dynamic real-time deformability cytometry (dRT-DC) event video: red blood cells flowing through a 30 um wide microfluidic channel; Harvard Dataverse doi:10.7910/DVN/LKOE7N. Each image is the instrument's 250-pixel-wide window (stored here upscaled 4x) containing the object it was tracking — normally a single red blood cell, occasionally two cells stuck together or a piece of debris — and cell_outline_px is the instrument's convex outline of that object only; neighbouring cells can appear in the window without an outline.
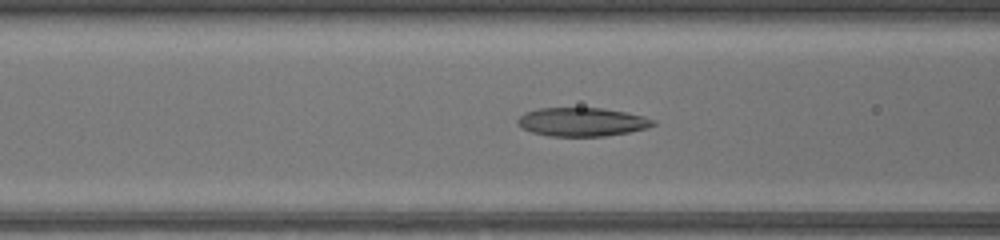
{"species": "common noctule bat (a hibernating species)", "species_latin": "Nyctalus noctula", "temperature_condition": "warm", "stored_images_in_passage": 47, "camera_frame_rate_fps": 3000, "um_per_image_px": 0.085, "animal": {"sex": "female", "body_mass_g": 17.0, "forearm_length_mm": 48.0}, "frame": {"image": 1, "passage_image": 20, "time_ms": 6.333, "image_size_px": [1000, 240], "cell_outline_px": [[656, 124], [648, 128], [628, 132], [604, 136], [548, 136], [532, 132], [516, 124], [516, 120], [524, 112], [540, 108], [604, 108], [628, 112], [644, 116], [656, 120]], "centroid_in_image_um": [49.49, 10.36], "position_along_channel_um": 117.1, "area_um2": 22.77}}
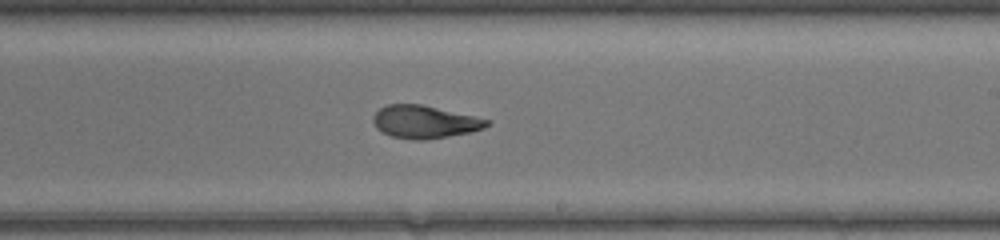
{"frame": {"image": 2, "passage_image": 29, "time_ms": 9.333, "image_size_px": [1000, 240], "cell_outline_px": [[492, 124], [484, 128], [468, 132], [448, 136], [424, 140], [416, 140], [392, 136], [376, 128], [372, 120], [372, 116], [380, 108], [388, 104], [420, 104], [492, 120]], "centroid_in_image_um": [36.1, 10.35], "position_along_channel_um": 252.9, "area_um2": 21.56}}
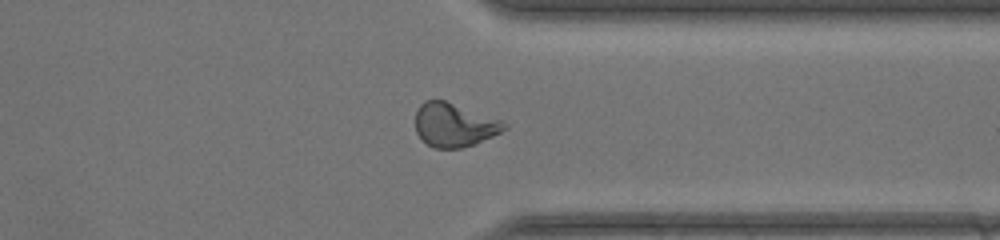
{"frame": {"image": 3, "passage_image": 37, "time_ms": 12.0, "image_size_px": [1000, 240], "cell_outline_px": [[508, 128], [492, 136], [472, 144], [460, 148], [436, 148], [428, 144], [416, 132], [416, 112], [420, 104], [424, 100], [444, 100], [504, 120], [508, 124]], "centroid_in_image_um": [38.63, 10.6], "position_along_channel_um": 372.8, "area_um2": 22.48}}